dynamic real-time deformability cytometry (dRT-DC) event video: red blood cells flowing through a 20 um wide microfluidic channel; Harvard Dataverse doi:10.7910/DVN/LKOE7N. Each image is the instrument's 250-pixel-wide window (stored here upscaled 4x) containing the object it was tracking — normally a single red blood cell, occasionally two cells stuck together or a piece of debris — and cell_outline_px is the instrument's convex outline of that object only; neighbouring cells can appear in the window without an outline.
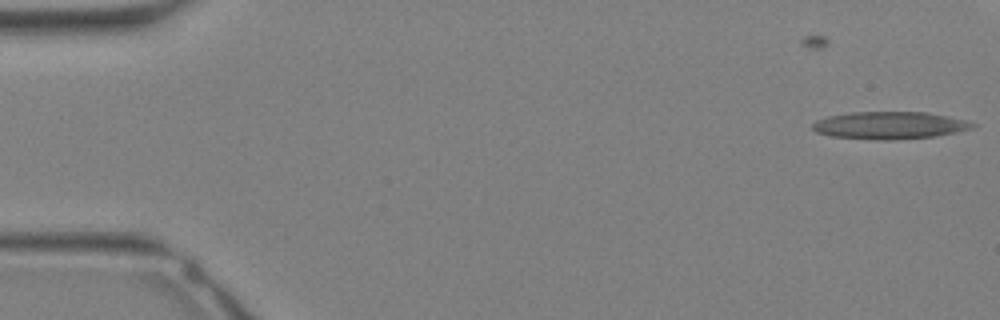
{"species": "Egyptian fruit bat (a non-hibernating species)", "species_latin": "Rousettus aegyptiacus", "temperature_condition": "warm", "stored_images_in_passage": 2, "camera_frame_rate_fps": 3000, "um_per_image_px": 0.085, "animal": {"sex": "female"}, "frame": {"image": 1, "passage_image": 2, "time_ms": 0.333, "image_size_px": [1000, 320], "cell_outline_px": [[976, 128], [932, 136], [892, 140], [872, 140], [832, 136], [816, 132], [812, 128], [812, 124], [816, 120], [828, 116], [852, 112], [928, 112], [964, 120], [976, 124]], "centroid_in_image_um": [75.58, 10.65], "position_along_channel_um": 9.4, "area_um2": 25.43}}